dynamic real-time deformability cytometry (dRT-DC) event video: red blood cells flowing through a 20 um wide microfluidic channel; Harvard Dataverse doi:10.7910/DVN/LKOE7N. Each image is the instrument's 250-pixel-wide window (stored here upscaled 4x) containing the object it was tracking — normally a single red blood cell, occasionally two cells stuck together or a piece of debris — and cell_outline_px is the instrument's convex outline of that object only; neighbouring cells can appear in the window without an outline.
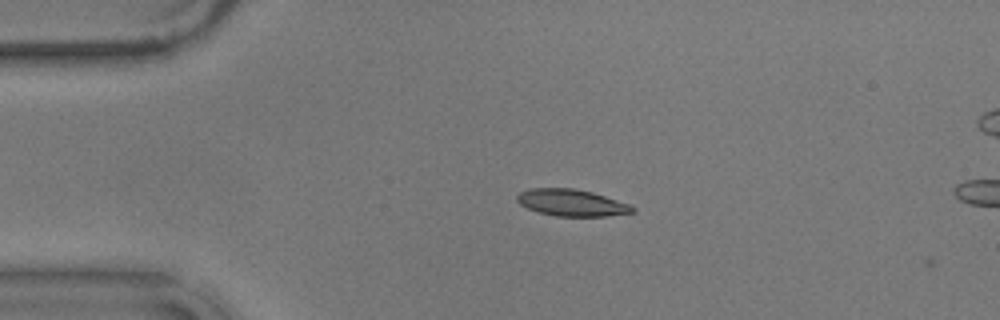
{"species": "common noctule bat (a hibernating species)", "species_latin": "Nyctalus noctula", "temperature_condition": "warm", "stored_images_in_passage": 13, "camera_frame_rate_fps": 3000, "um_per_image_px": 0.085, "animal": {"sex": "male", "body_mass_g": 17.9}, "frame": {"image": 1, "passage_image": 12, "time_ms": 3.667, "image_size_px": [1000, 320], "cell_outline_px": [[636, 212], [608, 216], [556, 216], [540, 212], [528, 208], [520, 204], [516, 200], [516, 196], [520, 192], [532, 188], [572, 188], [592, 192], [628, 204], [636, 208]], "centroid_in_image_um": [48.59, 17.23], "position_along_channel_um": 36.4, "area_um2": 17.86}}